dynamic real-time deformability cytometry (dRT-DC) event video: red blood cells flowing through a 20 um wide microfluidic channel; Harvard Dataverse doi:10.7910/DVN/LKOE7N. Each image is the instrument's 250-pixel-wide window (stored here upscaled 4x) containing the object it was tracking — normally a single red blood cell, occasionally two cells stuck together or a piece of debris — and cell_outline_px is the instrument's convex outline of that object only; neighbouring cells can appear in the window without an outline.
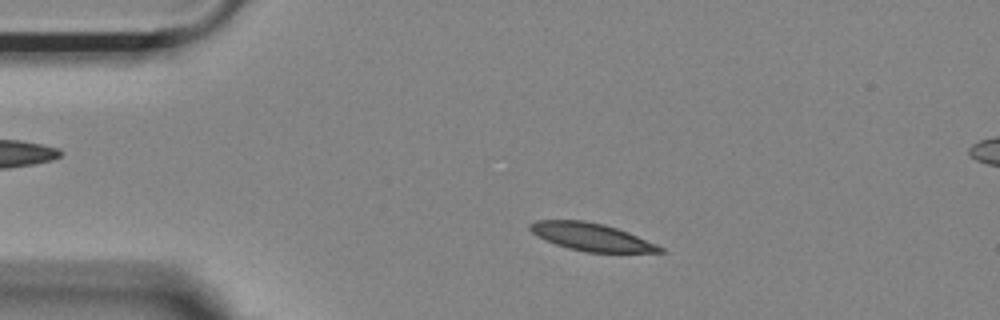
{"species": "Egyptian fruit bat (a non-hibernating species)", "species_latin": "Rousettus aegyptiacus", "temperature_condition": "room temperature", "stored_images_in_passage": 45, "segment_of_instrument_passage": [1, 2], "camera_frame_rate_fps": 3000, "um_per_image_px": 0.085, "animal": {"sex": "female"}, "frame": {"image": 1, "passage_image": 1, "time_ms": 0.0, "image_size_px": [1000, 320], "cell_outline_px": [[664, 252], [584, 252], [568, 248], [544, 240], [536, 236], [528, 228], [528, 224], [536, 220], [584, 220], [604, 224], [628, 232], [656, 244], [664, 248]], "centroid_in_image_um": [50.21, 20.13], "position_along_channel_um": 34.8, "area_um2": 20.92}}
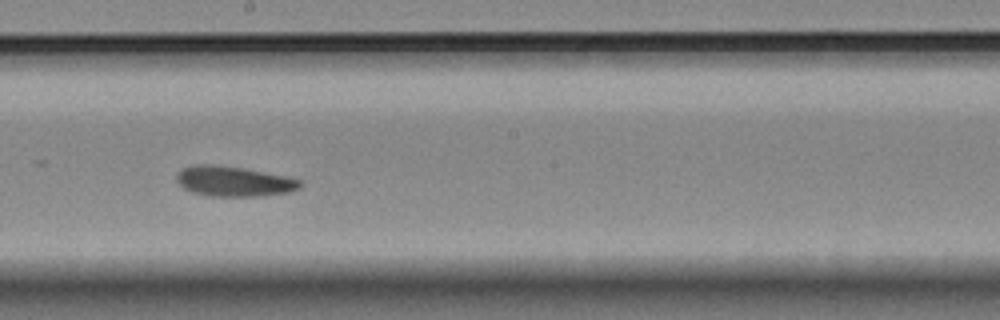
{"frame": {"image": 2, "passage_image": 20, "time_ms": 6.333, "image_size_px": [1000, 320], "cell_outline_px": [[304, 184], [300, 188], [288, 192], [256, 196], [208, 196], [192, 192], [184, 188], [176, 180], [176, 176], [184, 168], [196, 164], [212, 164], [244, 168], [284, 176], [300, 180]], "centroid_in_image_um": [19.87, 15.41], "position_along_channel_um": 228.3, "area_um2": 21.5}}
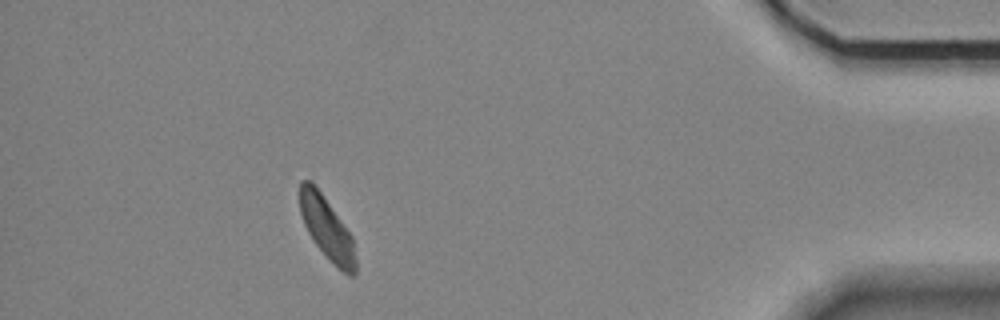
{"frame": {"image": 3, "passage_image": 39, "time_ms": 12.667, "image_size_px": [1000, 320], "cell_outline_px": [[356, 276], [348, 276], [316, 244], [308, 232], [304, 224], [300, 212], [300, 180], [312, 180], [352, 236], [356, 260]], "centroid_in_image_um": [27.78, 19.37], "position_along_channel_um": 407.4, "area_um2": 19.83}}